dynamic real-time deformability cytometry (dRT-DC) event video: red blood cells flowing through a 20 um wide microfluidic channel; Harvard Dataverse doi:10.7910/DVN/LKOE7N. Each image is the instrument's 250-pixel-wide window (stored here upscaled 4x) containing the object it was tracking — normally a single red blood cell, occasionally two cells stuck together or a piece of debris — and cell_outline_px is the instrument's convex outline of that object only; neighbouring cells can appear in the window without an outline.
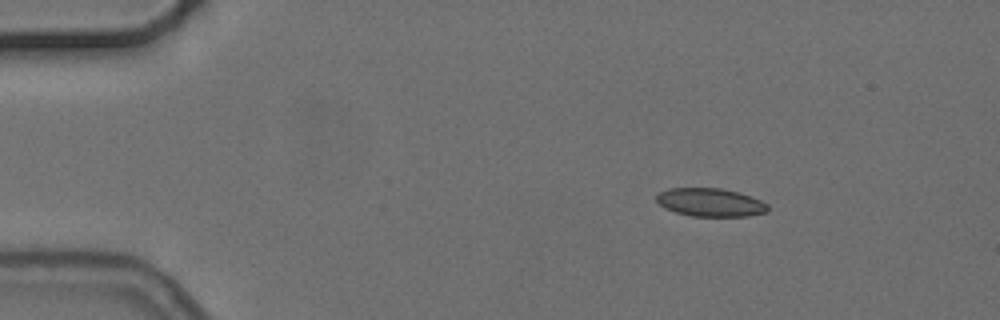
{"species": "common noctule bat (a hibernating species)", "species_latin": "Nyctalus noctula", "temperature_condition": "cold", "stored_images_in_passage": 4, "camera_frame_rate_fps": 3000, "um_per_image_px": 0.085, "animal": {"sex": "female", "body_mass_g": 24.6, "forearm_length_mm": 56.2}, "frame": {"image": 1, "passage_image": 1, "time_ms": 0.0, "image_size_px": [1000, 320], "cell_outline_px": [[768, 212], [748, 216], [692, 216], [676, 212], [664, 208], [656, 200], [656, 196], [660, 192], [668, 188], [720, 188], [736, 192], [760, 200], [768, 204]], "centroid_in_image_um": [60.37, 17.21], "position_along_channel_um": 24.6, "area_um2": 18.21}}
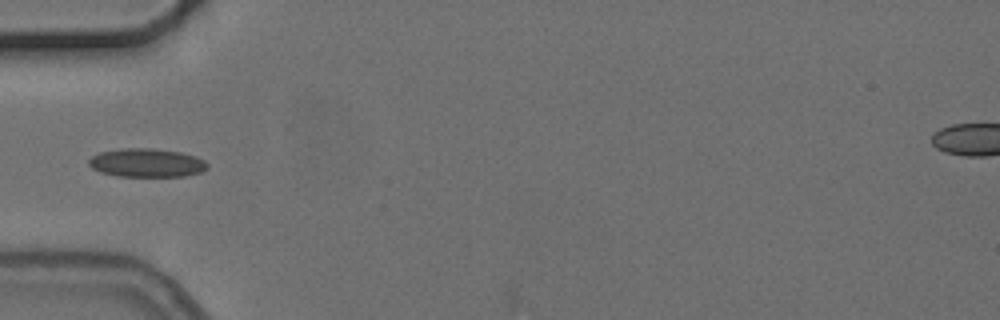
{"frame": {"image": 2, "passage_image": 4, "time_ms": 3.333, "image_size_px": [1000, 320], "cell_outline_px": [[208, 168], [200, 172], [184, 176], [116, 176], [100, 172], [92, 168], [88, 164], [88, 160], [92, 156], [100, 152], [120, 148], [152, 148], [180, 152], [196, 156], [204, 160], [208, 164]], "centroid_in_image_um": [12.45, 13.83], "position_along_channel_um": 72.5, "area_um2": 19.83}}